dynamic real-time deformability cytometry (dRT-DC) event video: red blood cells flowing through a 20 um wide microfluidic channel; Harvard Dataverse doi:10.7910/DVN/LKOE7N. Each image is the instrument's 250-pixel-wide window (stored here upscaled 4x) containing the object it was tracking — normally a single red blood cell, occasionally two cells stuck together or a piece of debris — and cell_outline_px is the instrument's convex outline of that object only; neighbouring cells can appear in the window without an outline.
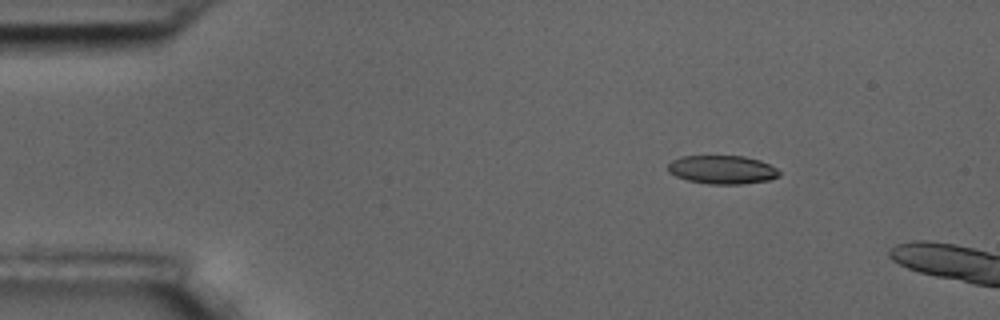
{"species": "common noctule bat (a hibernating species)", "species_latin": "Nyctalus noctula", "temperature_condition": "room temperature", "stored_images_in_passage": 11, "camera_frame_rate_fps": 3000, "um_per_image_px": 0.085, "animal": {"sex": "male", "body_mass_g": 17.5, "forearm_length_mm": 52.3}, "frame": {"image": 1, "passage_image": 7, "time_ms": 2.0, "image_size_px": [1000, 320], "cell_outline_px": [[780, 176], [772, 180], [740, 184], [708, 184], [688, 180], [676, 176], [668, 172], [668, 164], [672, 160], [680, 156], [744, 156], [760, 160], [776, 168], [780, 172]], "centroid_in_image_um": [61.4, 14.42], "position_along_channel_um": 23.6, "area_um2": 18.61}}